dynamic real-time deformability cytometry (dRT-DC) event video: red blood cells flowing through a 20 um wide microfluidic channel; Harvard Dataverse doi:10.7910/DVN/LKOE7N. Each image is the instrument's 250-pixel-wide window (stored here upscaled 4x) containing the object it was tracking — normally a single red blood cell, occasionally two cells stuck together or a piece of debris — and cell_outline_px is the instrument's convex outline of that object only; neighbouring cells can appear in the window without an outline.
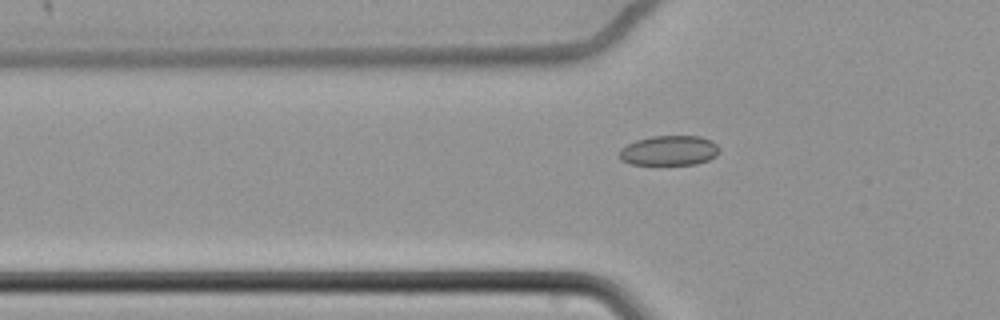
{"species": "common noctule bat (a hibernating species)", "species_latin": "Nyctalus noctula", "temperature_condition": "cold", "stored_images_in_passage": 58, "camera_frame_rate_fps": 3000, "um_per_image_px": 0.085, "animal": {"sex": "female", "body_mass_g": 22.7, "forearm_length_mm": 54.2}, "frame": {"image": 1, "passage_image": 23, "time_ms": 7.333, "image_size_px": [1000, 320], "cell_outline_px": [[720, 152], [716, 156], [708, 160], [696, 164], [628, 164], [620, 160], [620, 148], [636, 140], [652, 136], [700, 136], [712, 140], [720, 148]], "centroid_in_image_um": [56.9, 12.79], "position_along_channel_um": 68.9, "area_um2": 17.51}}
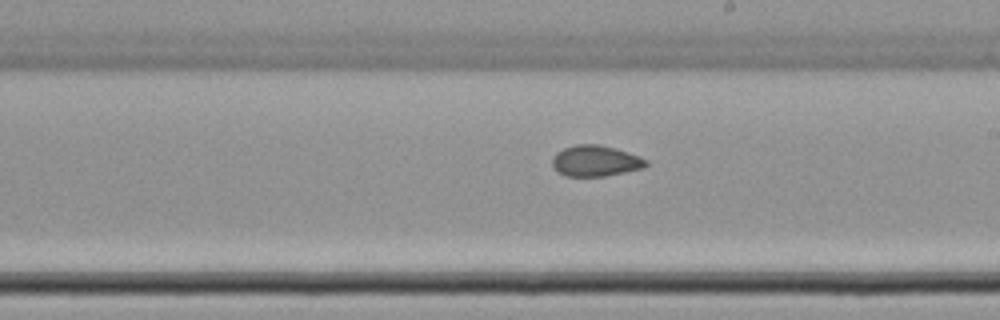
{"frame": {"image": 2, "passage_image": 38, "time_ms": 12.333, "image_size_px": [1000, 320], "cell_outline_px": [[648, 164], [644, 168], [604, 176], [564, 176], [556, 172], [552, 168], [552, 156], [556, 152], [564, 148], [576, 144], [596, 144], [616, 148], [628, 152], [648, 160]], "centroid_in_image_um": [50.58, 13.68], "position_along_channel_um": 238.4, "area_um2": 17.11}}
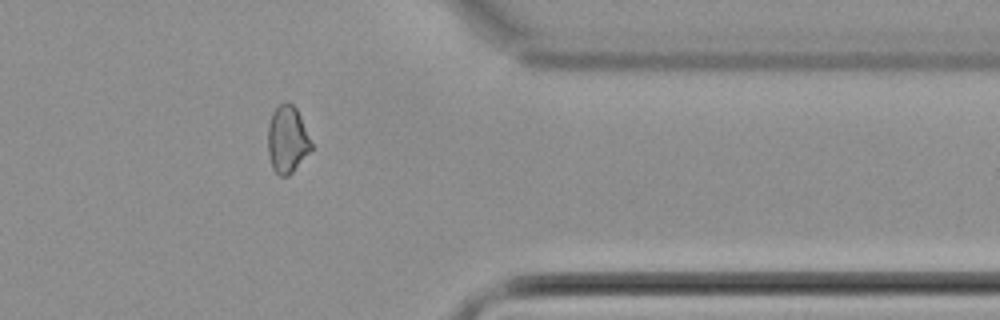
{"frame": {"image": 3, "passage_image": 52, "time_ms": 17.0, "image_size_px": [1000, 320], "cell_outline_px": [[312, 148], [292, 172], [288, 176], [280, 176], [272, 168], [268, 156], [268, 124], [272, 112], [280, 104], [288, 100], [296, 108], [300, 116], [312, 144]], "centroid_in_image_um": [24.39, 11.84], "position_along_channel_um": 387.0, "area_um2": 16.88}}